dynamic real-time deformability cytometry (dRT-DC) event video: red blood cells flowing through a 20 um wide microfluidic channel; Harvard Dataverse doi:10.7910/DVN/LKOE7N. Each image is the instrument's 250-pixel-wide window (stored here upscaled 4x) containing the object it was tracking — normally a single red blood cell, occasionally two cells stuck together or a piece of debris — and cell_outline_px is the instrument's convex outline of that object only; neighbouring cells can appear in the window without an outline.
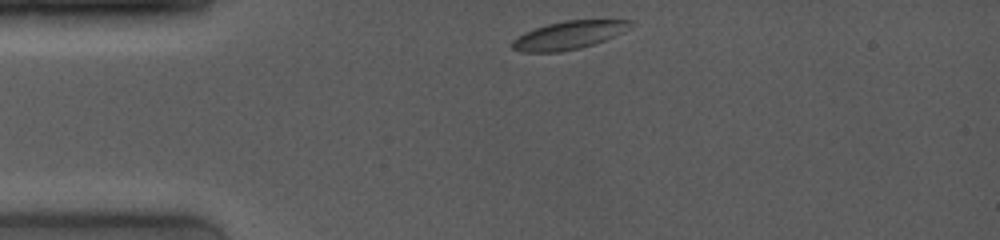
{"species": "common noctule bat (a hibernating species)", "species_latin": "Nyctalus noctula", "temperature_condition": "room temperature", "stored_images_in_passage": 27, "camera_frame_rate_fps": 4000, "um_per_image_px": 0.085, "animal": {"sex": "female", "body_mass_g": 19.0, "forearm_length_mm": 53.3}, "frame": {"image": 1, "passage_image": 1, "time_ms": 0.0, "image_size_px": [1000, 240], "cell_outline_px": [[636, 24], [604, 40], [580, 48], [560, 52], [520, 52], [512, 48], [512, 40], [524, 32], [548, 24], [564, 20], [632, 20]], "centroid_in_image_um": [48.31, 2.99], "position_along_channel_um": 36.7, "area_um2": 19.19}}
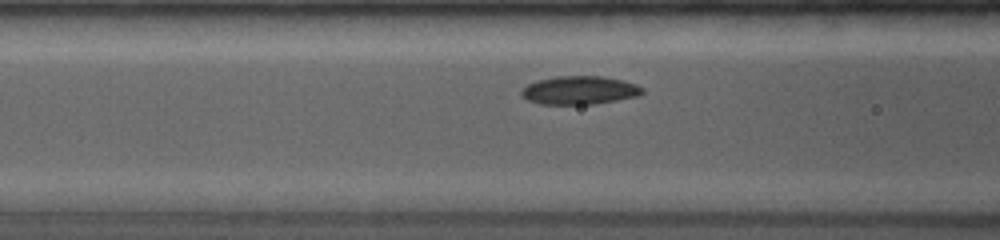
{"frame": {"image": 2, "passage_image": 17, "time_ms": 3.0, "image_size_px": [1000, 240], "cell_outline_px": [[644, 92], [636, 96], [596, 104], [540, 104], [528, 100], [520, 96], [520, 92], [528, 84], [536, 80], [556, 76], [600, 76], [624, 80], [636, 84], [644, 88]], "centroid_in_image_um": [49.24, 7.67], "position_along_channel_um": 117.4, "area_um2": 20.06}}
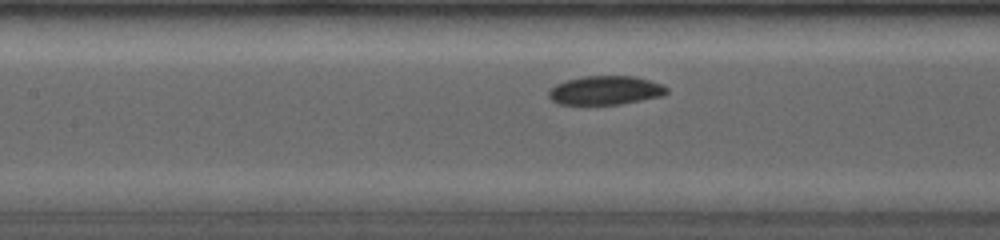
{"frame": {"image": 3, "passage_image": 22, "time_ms": 4.0, "image_size_px": [1000, 240], "cell_outline_px": [[668, 92], [660, 96], [620, 104], [556, 104], [548, 96], [548, 92], [556, 84], [564, 80], [584, 76], [632, 76], [648, 80], [660, 84], [668, 88]], "centroid_in_image_um": [51.41, 7.67], "position_along_channel_um": 156.0, "area_um2": 19.65}}